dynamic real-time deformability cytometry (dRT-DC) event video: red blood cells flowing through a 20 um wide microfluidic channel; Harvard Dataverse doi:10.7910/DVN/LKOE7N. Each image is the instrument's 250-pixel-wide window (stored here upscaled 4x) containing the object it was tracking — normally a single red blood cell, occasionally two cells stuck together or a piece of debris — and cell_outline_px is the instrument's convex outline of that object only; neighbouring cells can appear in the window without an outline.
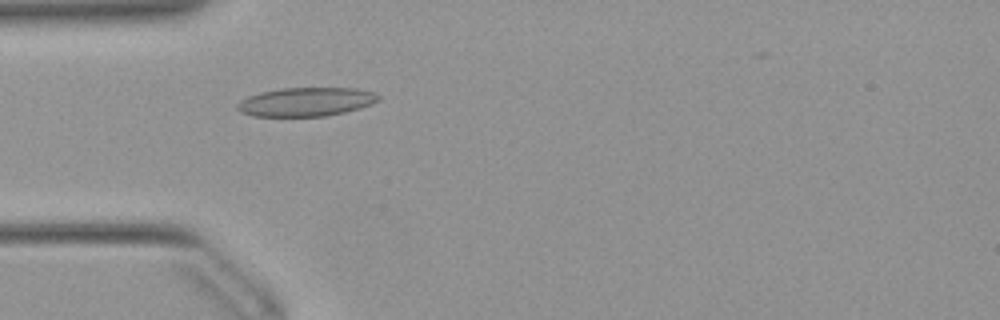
{"species": "Egyptian fruit bat (a non-hibernating species)", "species_latin": "Rousettus aegyptiacus", "temperature_condition": "warm", "stored_images_in_passage": 47, "camera_frame_rate_fps": 3000, "um_per_image_px": 0.085, "animal": {"sex": "female"}, "frame": {"image": 1, "passage_image": 15, "time_ms": 4.667, "image_size_px": [1000, 320], "cell_outline_px": [[380, 100], [372, 104], [360, 108], [344, 112], [324, 116], [252, 116], [240, 112], [236, 108], [236, 104], [240, 100], [248, 96], [260, 92], [280, 88], [356, 88], [376, 92], [380, 96]], "centroid_in_image_um": [26.02, 8.65], "position_along_channel_um": 59.0, "area_um2": 23.87}}
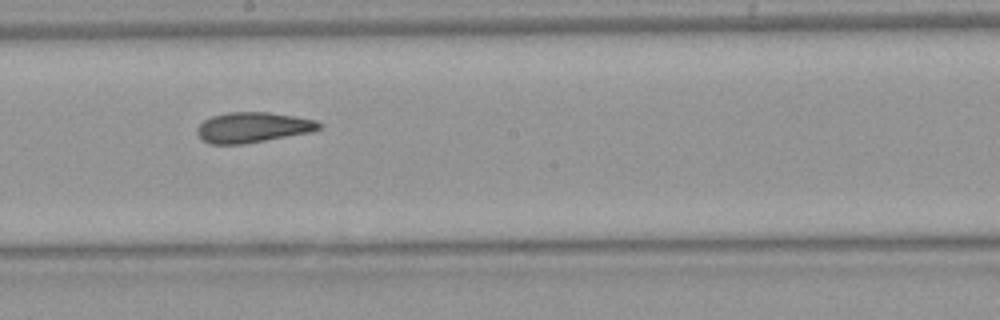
{"frame": {"image": 2, "passage_image": 28, "time_ms": 9.0, "image_size_px": [1000, 320], "cell_outline_px": [[320, 128], [312, 132], [244, 144], [208, 144], [196, 132], [196, 128], [204, 120], [212, 116], [228, 112], [268, 112], [296, 116], [316, 120], [320, 124]], "centroid_in_image_um": [21.48, 10.83], "position_along_channel_um": 226.7, "area_um2": 21.56}}
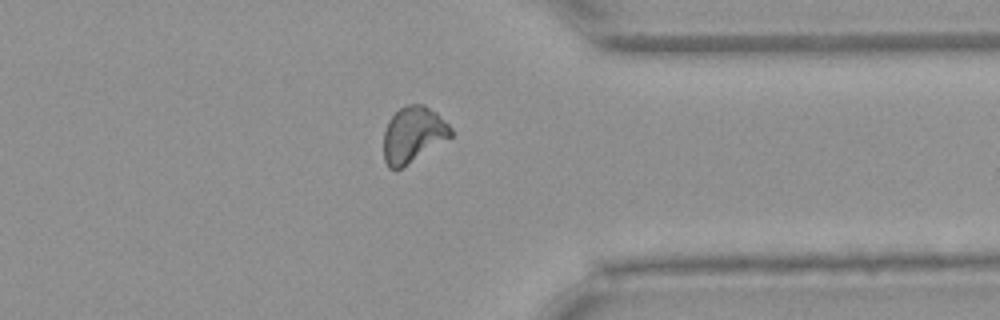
{"frame": {"image": 3, "passage_image": 40, "time_ms": 13.0, "image_size_px": [1000, 320], "cell_outline_px": [[452, 136], [400, 168], [388, 168], [384, 160], [384, 132], [388, 120], [404, 104], [424, 104], [436, 112], [452, 128]], "centroid_in_image_um": [35.1, 11.4], "position_along_channel_um": 376.3, "area_um2": 21.56}}